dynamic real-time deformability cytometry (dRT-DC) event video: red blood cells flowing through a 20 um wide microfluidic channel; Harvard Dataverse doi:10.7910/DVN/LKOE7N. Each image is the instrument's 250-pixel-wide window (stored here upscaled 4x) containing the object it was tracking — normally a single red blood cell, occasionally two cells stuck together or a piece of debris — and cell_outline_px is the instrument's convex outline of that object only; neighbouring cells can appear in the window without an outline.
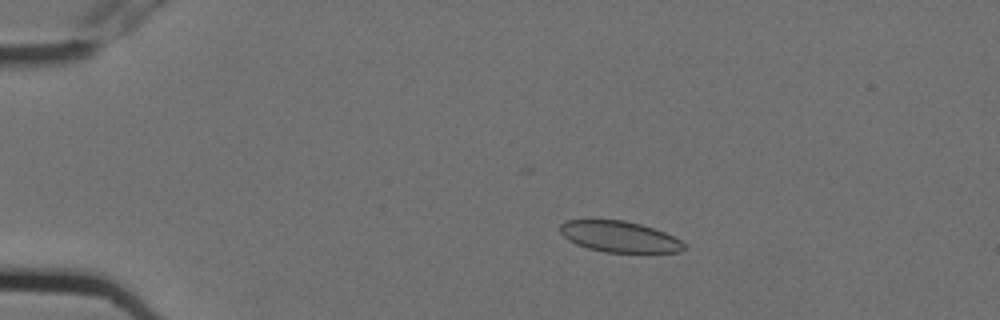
{"species": "Egyptian fruit bat (a non-hibernating species)", "species_latin": "Rousettus aegyptiacus", "temperature_condition": "cold", "stored_images_in_passage": 5, "camera_frame_rate_fps": 3000, "um_per_image_px": 0.085, "animal": {"sex": "female"}, "frame": {"image": 1, "passage_image": 1, "time_ms": 0.0, "image_size_px": [1000, 320], "cell_outline_px": [[684, 248], [680, 252], [604, 252], [588, 248], [576, 244], [568, 240], [560, 232], [560, 224], [568, 220], [624, 220], [640, 224], [664, 232], [680, 240], [684, 244]], "centroid_in_image_um": [52.62, 20.12], "position_along_channel_um": 32.4, "area_um2": 22.14}}
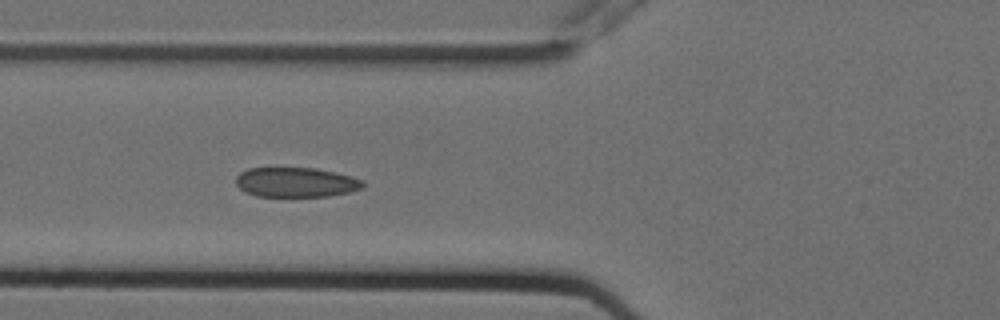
{"frame": {"image": 2, "passage_image": 4, "time_ms": 1.0, "image_size_px": [1000, 320], "cell_outline_px": [[364, 188], [348, 192], [328, 196], [256, 196], [244, 192], [236, 184], [236, 176], [240, 172], [248, 168], [316, 168], [364, 180]], "centroid_in_image_um": [25.12, 15.49], "position_along_channel_um": 100.7, "area_um2": 21.91}}
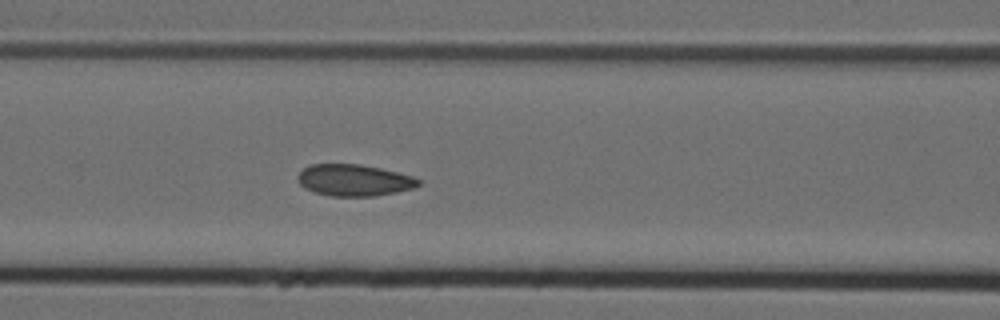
{"frame": {"image": 3, "passage_image": 5, "time_ms": 1.333, "image_size_px": [1000, 320], "cell_outline_px": [[420, 184], [412, 188], [396, 192], [372, 196], [328, 196], [304, 188], [296, 180], [296, 176], [308, 164], [360, 164], [380, 168], [412, 176], [420, 180]], "centroid_in_image_um": [30.04, 15.31], "position_along_channel_um": 136.6, "area_um2": 22.2}}